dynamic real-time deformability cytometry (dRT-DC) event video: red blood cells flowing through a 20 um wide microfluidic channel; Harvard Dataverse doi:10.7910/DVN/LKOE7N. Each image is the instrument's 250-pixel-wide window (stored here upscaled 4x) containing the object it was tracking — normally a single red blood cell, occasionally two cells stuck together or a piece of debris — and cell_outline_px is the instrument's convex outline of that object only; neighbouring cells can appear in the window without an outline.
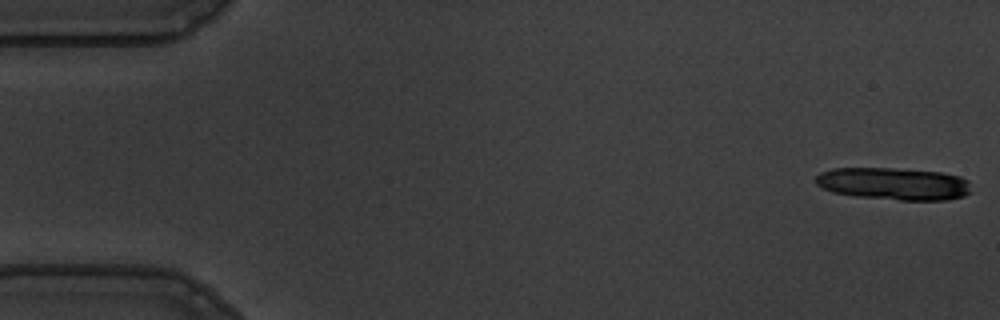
{"species": "common noctule bat (a hibernating species)", "species_latin": "Nyctalus noctula", "temperature_condition": "warm", "stored_images_in_passage": 15, "camera_frame_rate_fps": 3000, "um_per_image_px": 0.085, "animal": {"sex": "male", "body_mass_g": 19.5, "forearm_length_mm": 54.6}, "frame": {"image": 1, "passage_image": 1, "time_ms": 0.0, "image_size_px": [1000, 320], "cell_outline_px": [[972, 192], [964, 196], [948, 200], [900, 200], [856, 196], [832, 192], [816, 184], [812, 180], [820, 172], [832, 168], [892, 168], [940, 172], [960, 176], [968, 180]], "centroid_in_image_um": [75.97, 15.61], "position_along_channel_um": 9.0, "area_um2": 29.54}}